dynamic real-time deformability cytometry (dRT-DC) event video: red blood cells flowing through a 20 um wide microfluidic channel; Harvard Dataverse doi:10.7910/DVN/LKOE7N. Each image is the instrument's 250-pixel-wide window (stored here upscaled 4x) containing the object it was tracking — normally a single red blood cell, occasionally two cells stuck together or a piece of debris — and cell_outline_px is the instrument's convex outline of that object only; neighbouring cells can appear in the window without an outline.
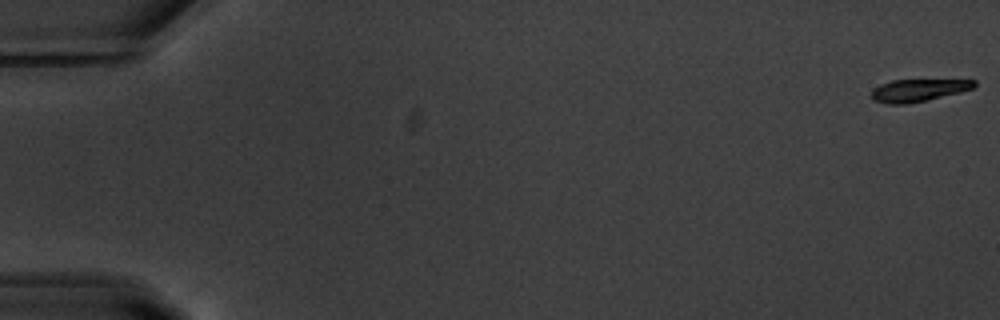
{"species": "common noctule bat (a hibernating species)", "species_latin": "Nyctalus noctula", "temperature_condition": "warm", "stored_images_in_passage": 56, "camera_frame_rate_fps": 3000, "um_per_image_px": 0.085, "animal": {"sex": "male", "body_mass_g": 20.1, "forearm_length_mm": 53.5}, "frame": {"image": 1, "passage_image": 1, "time_ms": 0.0, "image_size_px": [1000, 320], "cell_outline_px": [[976, 84], [972, 88], [960, 92], [908, 104], [888, 104], [872, 100], [868, 96], [872, 88], [880, 84], [892, 80], [976, 80]], "centroid_in_image_um": [77.95, 7.68], "position_along_channel_um": 7.1, "area_um2": 13.47}}
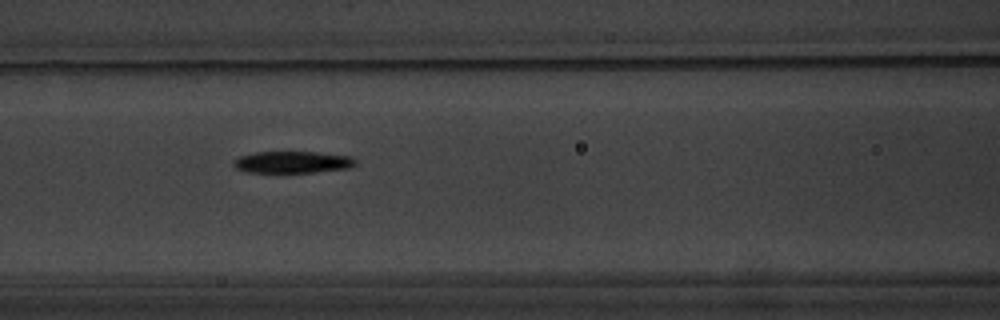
{"frame": {"image": 2, "passage_image": 25, "time_ms": 8.0, "image_size_px": [1000, 320], "cell_outline_px": [[356, 164], [348, 168], [316, 172], [248, 172], [236, 168], [232, 164], [232, 160], [240, 156], [252, 152], [316, 152], [352, 156], [356, 160]], "centroid_in_image_um": [24.85, 13.77], "position_along_channel_um": 141.8, "area_um2": 15.55}}
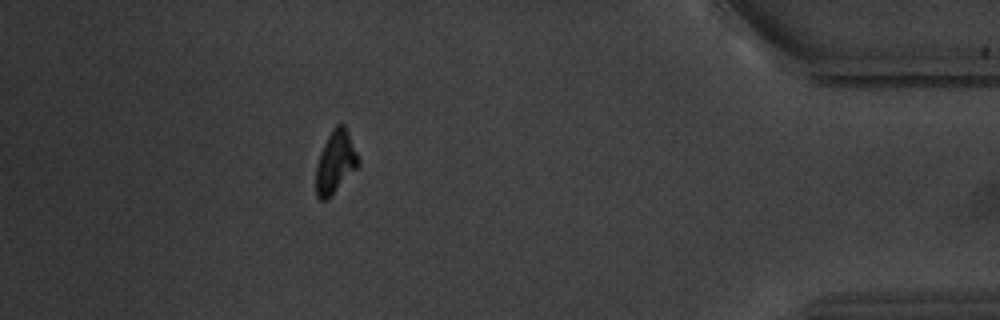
{"frame": {"image": 3, "passage_image": 50, "time_ms": 16.333, "image_size_px": [1000, 320], "cell_outline_px": [[360, 164], [324, 200], [320, 200], [316, 196], [316, 164], [320, 152], [332, 128], [336, 124], [344, 124], [348, 132], [360, 160]], "centroid_in_image_um": [28.5, 13.72], "position_along_channel_um": 406.7, "area_um2": 14.97}, "authors_computed_cell_mechanics": {"area_um2": 15.5771, "velocity_mm_per_s": 3.7124, "shape_relaxation_time_tau1_ms": 2.7808, "shape_relaxation_time_tau2_ms": null, "deformation_change_tau1": 0.1533, "deformation_change_tau2": null}}